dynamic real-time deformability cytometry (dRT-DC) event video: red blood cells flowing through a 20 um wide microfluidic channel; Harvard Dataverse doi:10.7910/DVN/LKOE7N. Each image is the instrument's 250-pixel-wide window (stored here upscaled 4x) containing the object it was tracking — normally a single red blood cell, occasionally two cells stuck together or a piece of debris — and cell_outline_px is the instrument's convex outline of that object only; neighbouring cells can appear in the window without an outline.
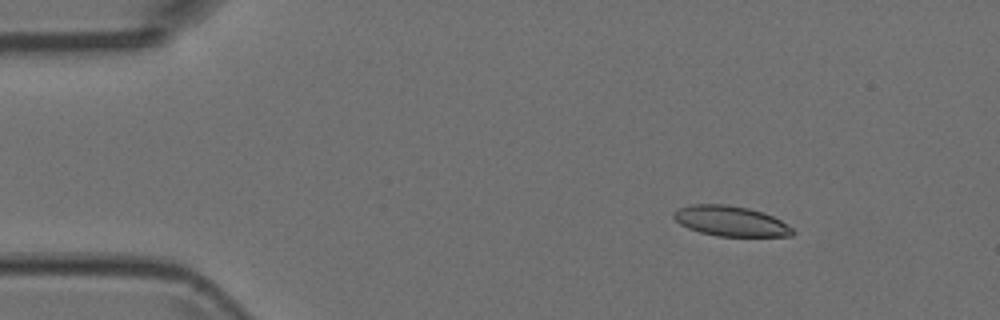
{"species": "Egyptian fruit bat (a non-hibernating species)", "species_latin": "Rousettus aegyptiacus", "temperature_condition": "room temperature", "stored_images_in_passage": 5, "camera_frame_rate_fps": 3000, "um_per_image_px": 0.085, "animal": {"sex": "female"}, "frame": {"image": 1, "passage_image": 1, "time_ms": 0.0, "image_size_px": [1000, 320], "cell_outline_px": [[796, 232], [792, 236], [716, 236], [700, 232], [688, 228], [680, 224], [672, 216], [672, 212], [680, 208], [692, 204], [728, 204], [748, 208], [764, 212], [780, 220], [792, 228]], "centroid_in_image_um": [62.1, 18.79], "position_along_channel_um": 22.9, "area_um2": 20.98}}
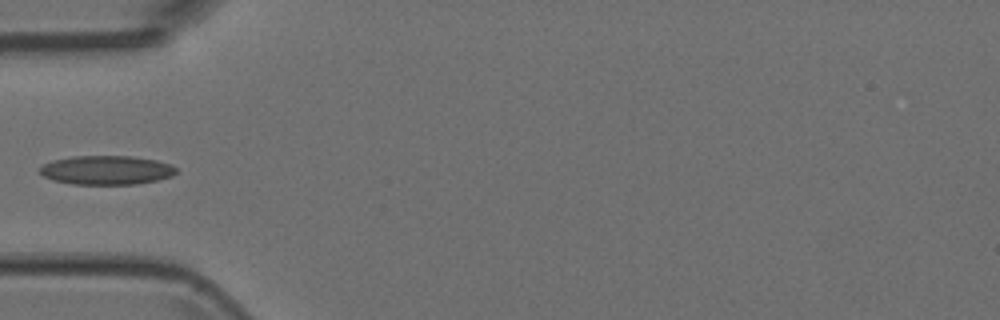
{"frame": {"image": 2, "passage_image": 4, "time_ms": 1.0, "image_size_px": [1000, 320], "cell_outline_px": [[176, 172], [172, 176], [156, 180], [136, 184], [72, 184], [52, 180], [44, 176], [40, 172], [40, 168], [44, 164], [52, 160], [72, 156], [132, 156], [156, 160], [168, 164], [176, 168]], "centroid_in_image_um": [9.03, 14.46], "position_along_channel_um": 76.0, "area_um2": 22.95}}
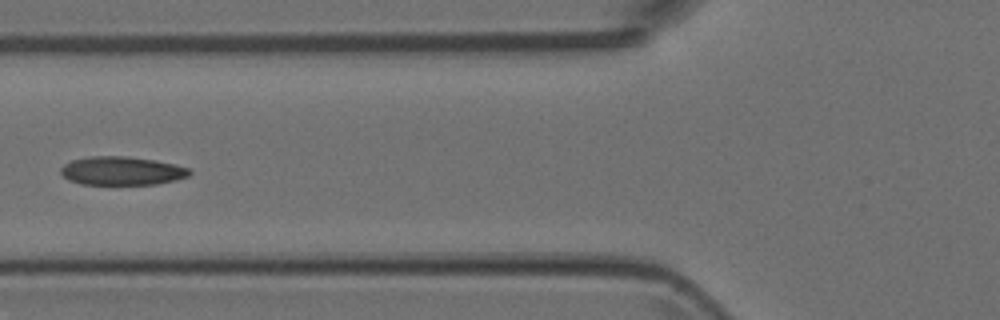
{"frame": {"image": 3, "passage_image": 5, "time_ms": 1.333, "image_size_px": [1000, 320], "cell_outline_px": [[192, 172], [188, 176], [156, 184], [80, 184], [68, 180], [60, 172], [60, 168], [64, 164], [72, 160], [92, 156], [128, 156], [156, 160], [176, 164], [188, 168]], "centroid_in_image_um": [10.34, 14.51], "position_along_channel_um": 115.5, "area_um2": 21.39}}